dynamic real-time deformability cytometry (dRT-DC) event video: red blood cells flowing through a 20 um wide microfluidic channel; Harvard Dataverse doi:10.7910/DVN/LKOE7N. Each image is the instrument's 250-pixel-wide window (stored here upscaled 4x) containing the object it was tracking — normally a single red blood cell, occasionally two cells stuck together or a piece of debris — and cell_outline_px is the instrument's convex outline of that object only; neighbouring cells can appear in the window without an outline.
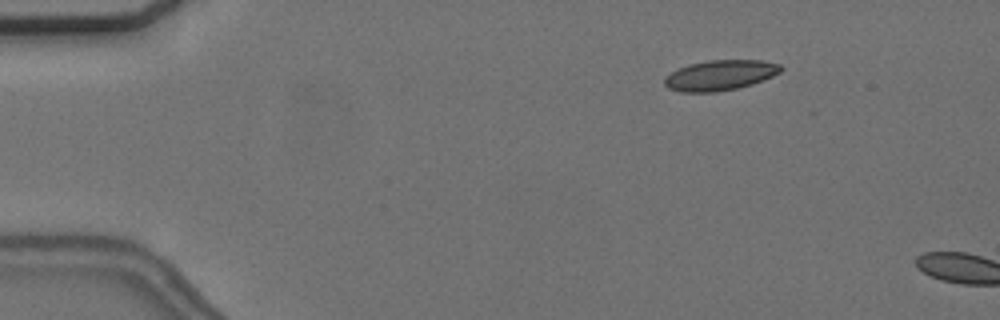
{"species": "common noctule bat (a hibernating species)", "species_latin": "Nyctalus noctula", "temperature_condition": "cold", "stored_images_in_passage": 2, "camera_frame_rate_fps": 3000, "um_per_image_px": 0.085, "animal": {"sex": "female", "body_mass_g": 24.6, "forearm_length_mm": 56.2}, "frame": {"image": 1, "passage_image": 1, "time_ms": 0.0, "image_size_px": [1000, 320], "cell_outline_px": [[784, 68], [780, 72], [772, 76], [752, 84], [736, 88], [716, 92], [680, 92], [668, 88], [664, 84], [664, 76], [688, 64], [708, 60], [760, 60], [780, 64]], "centroid_in_image_um": [61.19, 6.39], "position_along_channel_um": 23.8, "area_um2": 20.52}}